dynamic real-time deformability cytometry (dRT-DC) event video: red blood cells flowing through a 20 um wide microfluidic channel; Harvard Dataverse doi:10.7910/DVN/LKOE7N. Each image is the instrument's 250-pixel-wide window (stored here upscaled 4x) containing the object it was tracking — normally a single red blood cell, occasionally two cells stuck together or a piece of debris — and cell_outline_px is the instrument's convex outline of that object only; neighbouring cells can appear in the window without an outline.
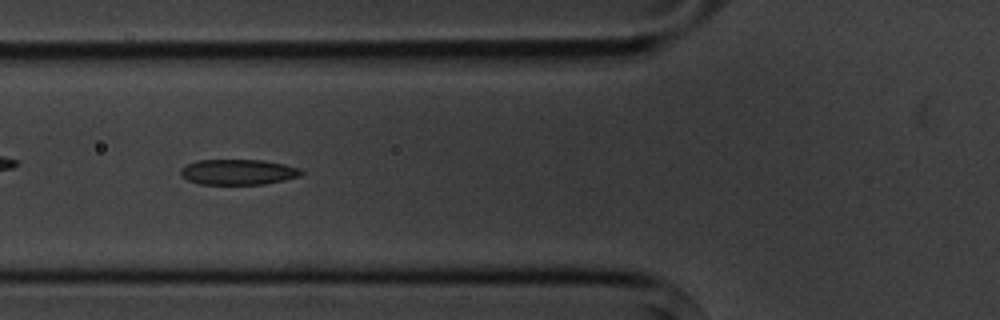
{"species": "common noctule bat (a hibernating species)", "species_latin": "Nyctalus noctula", "temperature_condition": "cold", "stored_images_in_passage": 8, "camera_frame_rate_fps": 3000, "um_per_image_px": 0.085, "animal": {"sex": "male", "body_mass_g": 20.1, "forearm_length_mm": 53.5}, "frame": {"image": 1, "passage_image": 6, "time_ms": 6.0, "image_size_px": [1000, 320], "cell_outline_px": [[304, 172], [300, 176], [284, 180], [264, 184], [200, 184], [188, 180], [180, 176], [180, 168], [184, 164], [196, 160], [264, 160], [284, 164], [300, 168]], "centroid_in_image_um": [20.21, 14.61], "position_along_channel_um": 105.6, "area_um2": 18.09}}
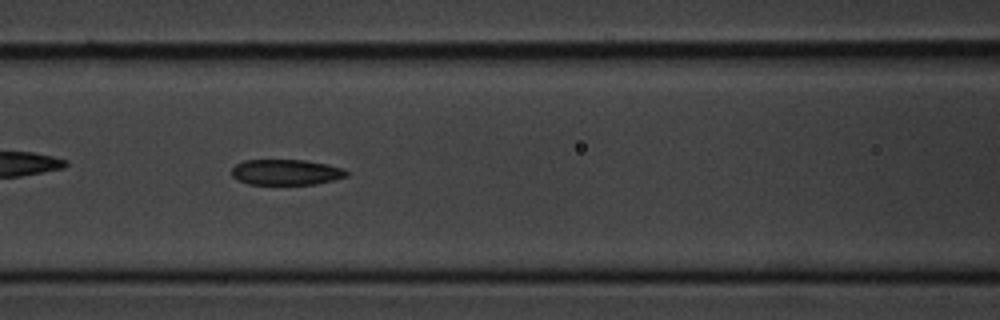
{"frame": {"image": 2, "passage_image": 7, "time_ms": 7.0, "image_size_px": [1000, 320], "cell_outline_px": [[348, 176], [316, 184], [248, 184], [236, 180], [232, 176], [232, 168], [236, 164], [244, 160], [304, 160], [328, 164], [344, 168], [348, 172]], "centroid_in_image_um": [24.31, 14.63], "position_along_channel_um": 142.3, "area_um2": 17.22}}